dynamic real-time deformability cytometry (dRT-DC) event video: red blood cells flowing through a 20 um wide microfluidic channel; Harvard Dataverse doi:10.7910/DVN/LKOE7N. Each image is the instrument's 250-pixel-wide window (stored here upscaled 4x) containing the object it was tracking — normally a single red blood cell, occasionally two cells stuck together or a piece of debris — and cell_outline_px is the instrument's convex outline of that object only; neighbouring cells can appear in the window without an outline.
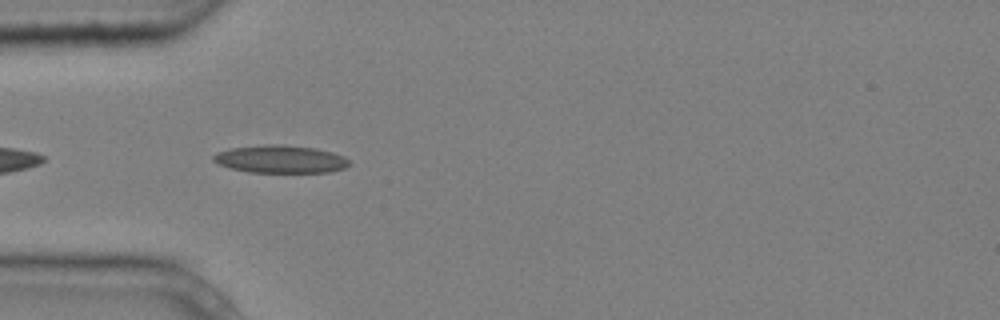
{"species": "common noctule bat (a hibernating species)", "species_latin": "Nyctalus noctula", "temperature_condition": "cold", "stored_images_in_passage": 4, "camera_frame_rate_fps": 3000, "um_per_image_px": 0.085, "animal": {"sex": "male", "body_mass_g": 20.4}, "frame": {"image": 1, "passage_image": 4, "time_ms": 1.0, "image_size_px": [1000, 320], "cell_outline_px": [[352, 164], [344, 168], [328, 172], [248, 172], [216, 164], [212, 160], [212, 156], [216, 152], [228, 148], [268, 144], [284, 144], [316, 148], [332, 152], [344, 156]], "centroid_in_image_um": [23.81, 13.52], "position_along_channel_um": 61.2, "area_um2": 22.2}}